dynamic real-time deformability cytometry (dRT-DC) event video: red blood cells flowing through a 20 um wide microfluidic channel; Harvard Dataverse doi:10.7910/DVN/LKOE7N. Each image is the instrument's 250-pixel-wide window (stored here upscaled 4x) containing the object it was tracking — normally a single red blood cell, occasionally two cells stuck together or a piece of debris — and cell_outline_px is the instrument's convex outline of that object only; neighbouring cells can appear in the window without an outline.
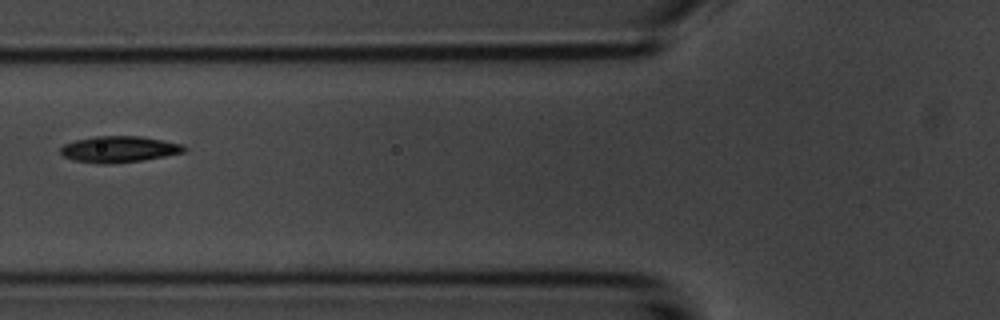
{"species": "common noctule bat (a hibernating species)", "species_latin": "Nyctalus noctula", "temperature_condition": "room temperature", "stored_images_in_passage": 4, "camera_frame_rate_fps": 3000, "um_per_image_px": 0.085, "animal": {"sex": "male", "body_mass_g": 20.1, "forearm_length_mm": 53.5}, "frame": {"image": 1, "passage_image": 4, "time_ms": 4.333, "image_size_px": [1000, 320], "cell_outline_px": [[188, 148], [184, 152], [164, 156], [140, 160], [112, 164], [96, 164], [72, 160], [64, 156], [60, 152], [60, 148], [64, 144], [76, 140], [96, 136], [140, 136], [164, 140], [184, 144]], "centroid_in_image_um": [10.12, 12.68], "position_along_channel_um": 115.7, "area_um2": 19.02}}